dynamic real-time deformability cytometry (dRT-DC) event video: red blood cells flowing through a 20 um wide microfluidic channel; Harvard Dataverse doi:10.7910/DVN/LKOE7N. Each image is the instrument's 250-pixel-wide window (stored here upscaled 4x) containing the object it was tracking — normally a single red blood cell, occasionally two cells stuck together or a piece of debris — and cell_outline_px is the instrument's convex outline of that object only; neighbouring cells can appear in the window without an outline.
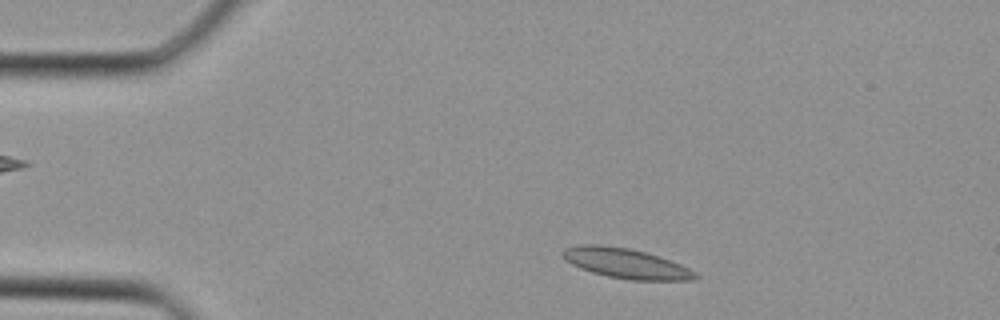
{"species": "Egyptian fruit bat (a non-hibernating species)", "species_latin": "Rousettus aegyptiacus", "temperature_condition": "cold", "stored_images_in_passage": 34, "camera_frame_rate_fps": 3000, "um_per_image_px": 0.085, "animal": {"sex": "female"}, "frame": {"image": 1, "passage_image": 3, "time_ms": 0.667, "image_size_px": [1000, 320], "cell_outline_px": [[700, 276], [692, 280], [632, 280], [608, 276], [592, 272], [580, 268], [564, 260], [560, 252], [564, 248], [580, 244], [600, 244], [628, 248], [644, 252], [680, 264], [696, 272]], "centroid_in_image_um": [53.15, 22.38], "position_along_channel_um": 31.9, "area_um2": 23.06}}
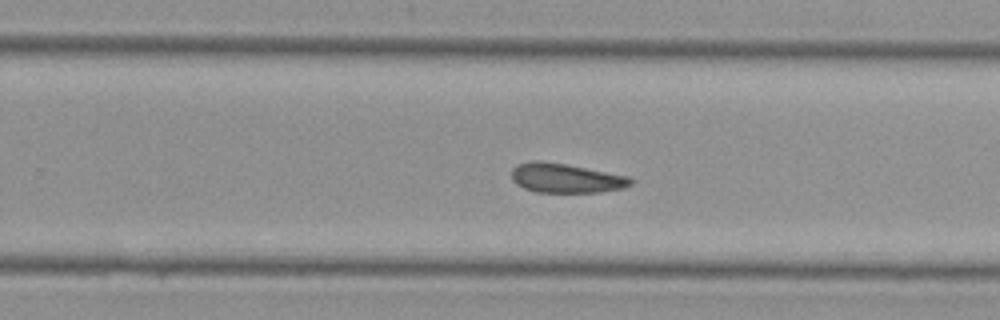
{"frame": {"image": 2, "passage_image": 20, "time_ms": 6.333, "image_size_px": [1000, 320], "cell_outline_px": [[632, 184], [624, 188], [600, 192], [536, 192], [524, 188], [516, 184], [512, 180], [512, 168], [516, 164], [532, 160], [540, 160], [568, 164], [628, 176], [632, 180]], "centroid_in_image_um": [48.07, 15.13], "position_along_channel_um": 281.7, "area_um2": 20.58}}
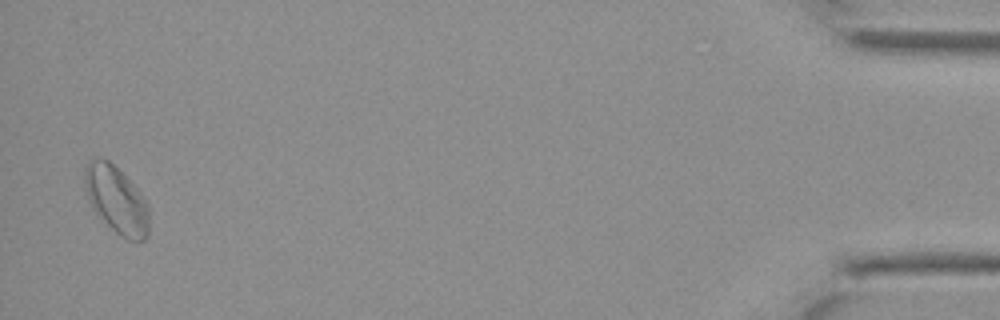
{"frame": {"image": 3, "passage_image": 33, "time_ms": 10.667, "image_size_px": [1000, 320], "cell_outline_px": [[148, 236], [144, 240], [128, 240], [120, 236], [92, 208], [88, 200], [84, 184], [84, 168], [88, 160], [92, 156], [108, 160], [140, 192], [148, 204]], "centroid_in_image_um": [9.87, 16.96], "position_along_channel_um": 425.3, "area_um2": 25.03}}